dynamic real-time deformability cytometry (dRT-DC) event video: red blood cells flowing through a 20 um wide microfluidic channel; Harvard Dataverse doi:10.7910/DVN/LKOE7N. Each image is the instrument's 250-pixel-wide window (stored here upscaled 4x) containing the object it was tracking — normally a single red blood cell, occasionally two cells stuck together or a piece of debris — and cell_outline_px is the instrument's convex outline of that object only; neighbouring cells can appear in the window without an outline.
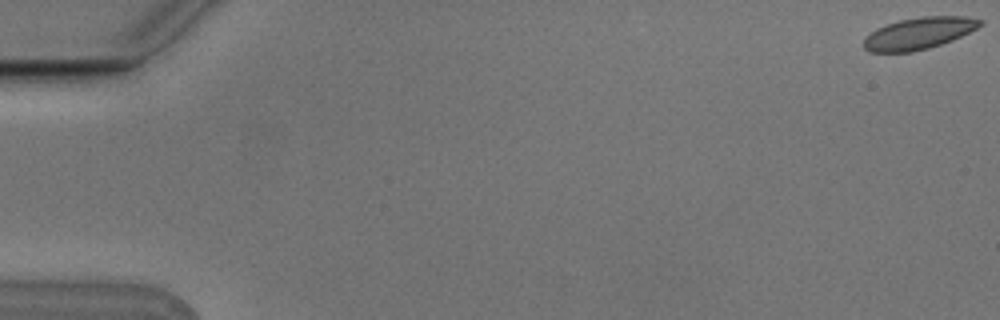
{"species": "Egyptian fruit bat (a non-hibernating species)", "species_latin": "Rousettus aegyptiacus", "temperature_condition": "cold", "stored_images_in_passage": 8, "camera_frame_rate_fps": 3000, "um_per_image_px": 0.085, "animal": {"sex": "male"}, "frame": {"image": 1, "passage_image": 1, "time_ms": 0.0, "image_size_px": [1000, 320], "cell_outline_px": [[984, 24], [952, 40], [928, 48], [912, 52], [868, 52], [864, 48], [864, 40], [876, 28], [900, 20], [924, 16], [960, 16], [984, 20]], "centroid_in_image_um": [78.1, 2.83], "position_along_channel_um": 6.9, "area_um2": 21.27}}
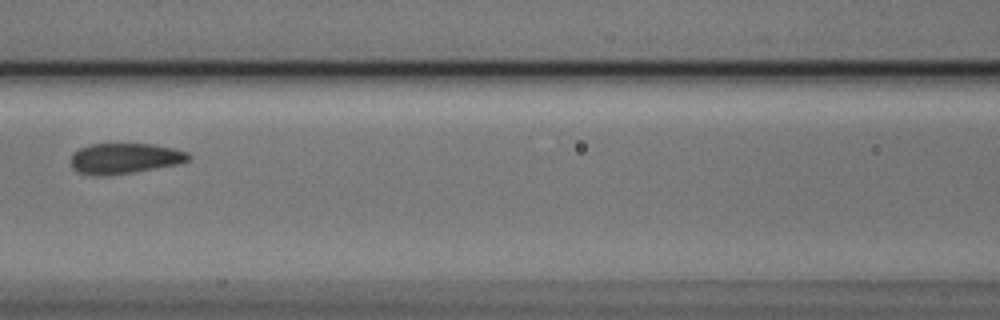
{"frame": {"image": 2, "passage_image": 8, "time_ms": 2.333, "image_size_px": [1000, 320], "cell_outline_px": [[192, 156], [188, 160], [180, 164], [132, 172], [104, 176], [92, 176], [76, 172], [72, 168], [72, 152], [88, 144], [152, 144], [176, 148], [188, 152]], "centroid_in_image_um": [10.6, 13.47], "position_along_channel_um": 156.0, "area_um2": 21.21}}